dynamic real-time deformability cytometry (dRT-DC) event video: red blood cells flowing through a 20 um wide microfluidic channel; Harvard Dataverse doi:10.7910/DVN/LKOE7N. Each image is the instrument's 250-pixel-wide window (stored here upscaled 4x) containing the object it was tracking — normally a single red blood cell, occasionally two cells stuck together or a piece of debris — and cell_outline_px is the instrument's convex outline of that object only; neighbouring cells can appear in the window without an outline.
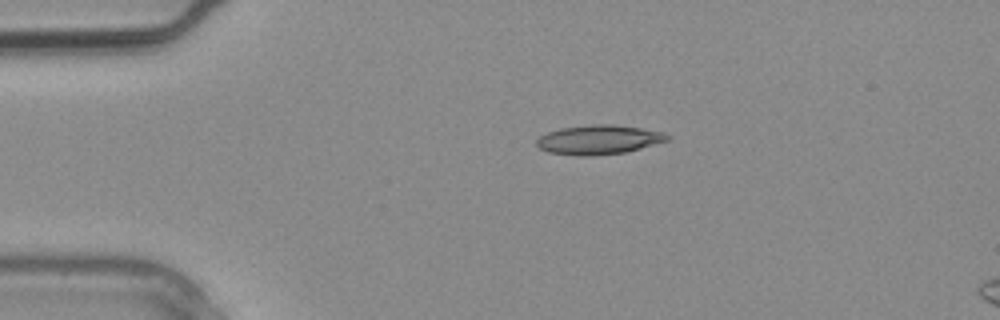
{"species": "common noctule bat (a hibernating species)", "species_latin": "Nyctalus noctula", "temperature_condition": "warm", "stored_images_in_passage": 1, "camera_frame_rate_fps": 3000, "um_per_image_px": 0.085, "animal": {"sex": "male", "body_mass_g": 20.4}, "frame": {"image": 1, "passage_image": 1, "time_ms": 0.0, "image_size_px": [1000, 320], "cell_outline_px": [[672, 136], [668, 140], [640, 148], [624, 152], [592, 156], [580, 156], [548, 152], [540, 148], [536, 144], [536, 140], [540, 136], [548, 132], [560, 128], [592, 124], [612, 124], [640, 128], [660, 132]], "centroid_in_image_um": [50.86, 11.87], "position_along_channel_um": 34.1, "area_um2": 22.14}}